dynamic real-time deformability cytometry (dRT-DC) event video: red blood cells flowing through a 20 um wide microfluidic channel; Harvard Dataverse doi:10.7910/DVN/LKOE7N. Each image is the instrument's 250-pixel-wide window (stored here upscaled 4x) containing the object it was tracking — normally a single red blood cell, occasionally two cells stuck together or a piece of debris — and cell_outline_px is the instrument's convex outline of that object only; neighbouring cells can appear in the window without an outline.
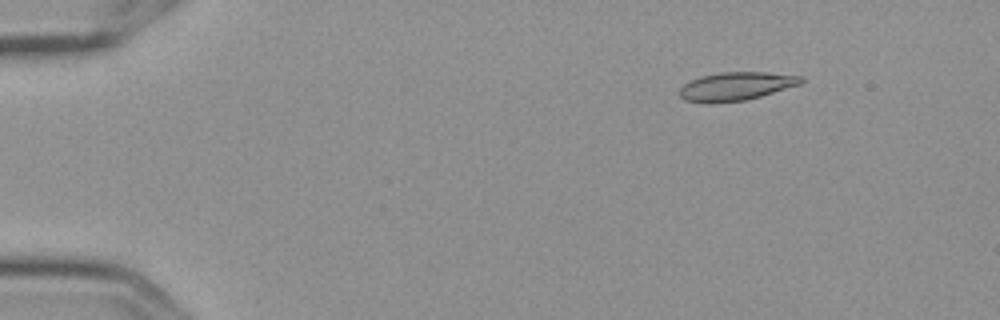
{"species": "Egyptian fruit bat (a non-hibernating species)", "species_latin": "Rousettus aegyptiacus", "temperature_condition": "cold", "stored_images_in_passage": 7, "camera_frame_rate_fps": 3000, "um_per_image_px": 0.085, "frame": {"image": 1, "passage_image": 3, "time_ms": 0.667, "image_size_px": [1000, 320], "cell_outline_px": [[804, 80], [800, 84], [760, 96], [744, 100], [684, 100], [680, 96], [680, 88], [684, 84], [700, 76], [720, 72], [768, 72], [804, 76]], "centroid_in_image_um": [62.65, 7.27], "position_along_channel_um": 22.4, "area_um2": 19.25}}
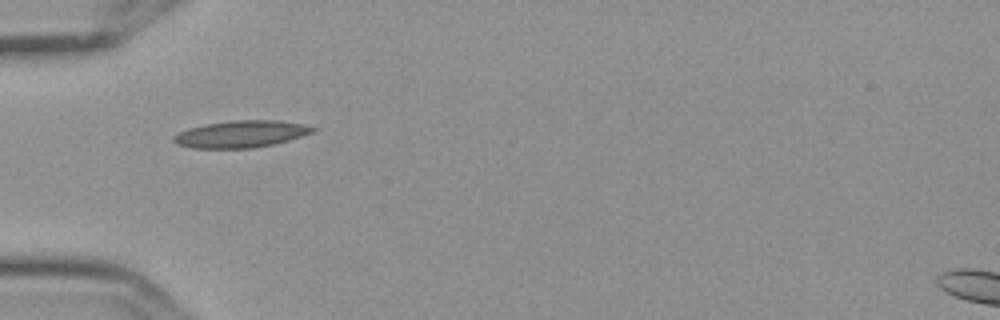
{"frame": {"image": 2, "passage_image": 6, "time_ms": 1.667, "image_size_px": [1000, 320], "cell_outline_px": [[316, 132], [276, 144], [252, 148], [192, 148], [176, 144], [172, 140], [172, 136], [188, 128], [204, 124], [232, 120], [280, 120], [304, 124], [316, 128]], "centroid_in_image_um": [20.51, 11.39], "position_along_channel_um": 64.5, "area_um2": 22.14}}
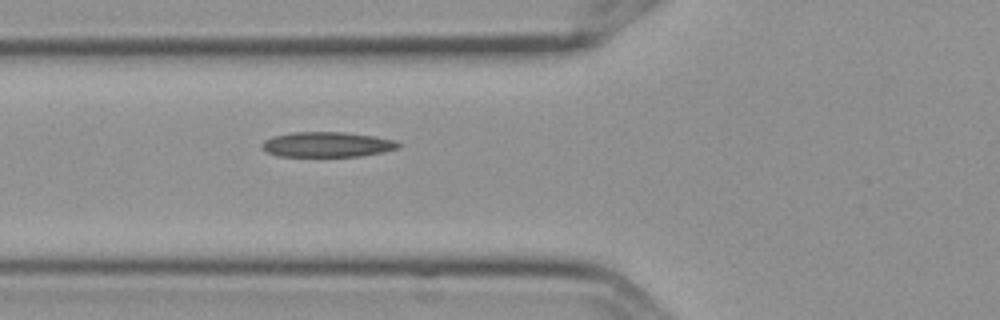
{"frame": {"image": 3, "passage_image": 7, "time_ms": 2.0, "image_size_px": [1000, 320], "cell_outline_px": [[400, 148], [384, 152], [360, 156], [276, 156], [260, 148], [260, 144], [264, 140], [272, 136], [292, 132], [344, 132], [376, 136], [396, 140], [400, 144]], "centroid_in_image_um": [27.8, 12.28], "position_along_channel_um": 98.0, "area_um2": 20.23}}